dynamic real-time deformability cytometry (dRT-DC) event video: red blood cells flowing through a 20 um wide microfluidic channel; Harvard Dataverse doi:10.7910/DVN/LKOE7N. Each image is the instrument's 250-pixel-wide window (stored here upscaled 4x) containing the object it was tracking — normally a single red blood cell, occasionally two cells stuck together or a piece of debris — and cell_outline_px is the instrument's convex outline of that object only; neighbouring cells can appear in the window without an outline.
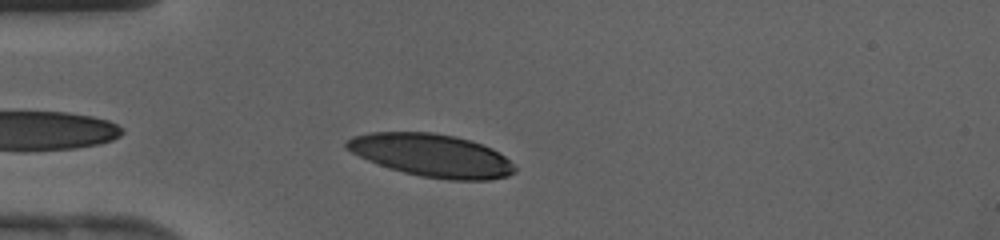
{"species": "human", "species_latin": "Homo sapiens", "temperature_condition": "cold", "stored_images_in_passage": 31, "camera_frame_rate_fps": 3000, "um_per_image_px": 0.085, "donor": {"sex": "female"}, "frame": {"image": 1, "passage_image": 3, "time_ms": 0.667, "image_size_px": [1000, 240], "cell_outline_px": [[516, 172], [508, 176], [492, 180], [448, 180], [420, 176], [404, 172], [368, 160], [344, 148], [344, 140], [352, 136], [372, 132], [432, 132], [456, 136], [492, 148], [504, 156], [516, 168]], "centroid_in_image_um": [36.69, 13.2], "position_along_channel_um": 48.3, "area_um2": 41.91}}
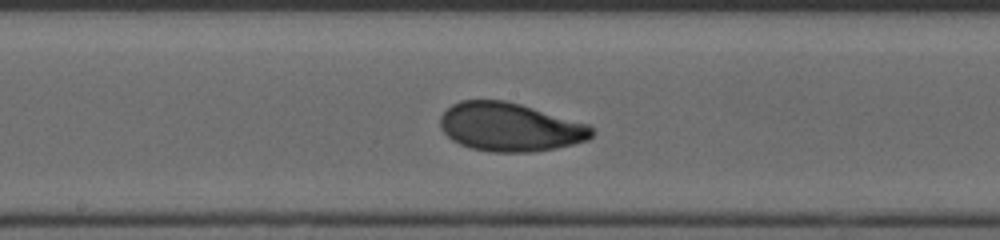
{"frame": {"image": 2, "passage_image": 14, "time_ms": 4.333, "image_size_px": [1000, 240], "cell_outline_px": [[596, 132], [588, 140], [556, 148], [528, 152], [492, 152], [472, 148], [460, 144], [452, 140], [440, 128], [440, 116], [452, 104], [460, 100], [504, 100], [520, 104], [588, 124]], "centroid_in_image_um": [43.34, 10.8], "position_along_channel_um": 204.9, "area_um2": 42.77}}
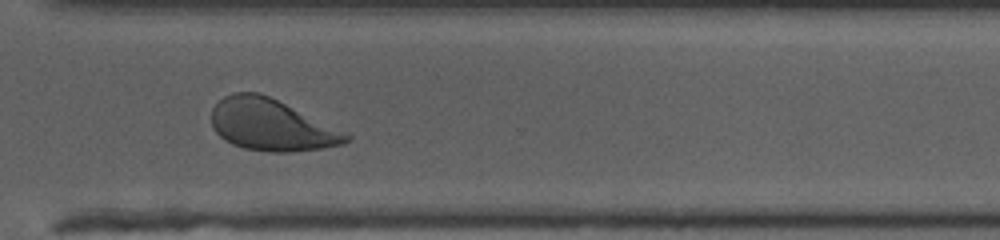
{"frame": {"image": 3, "passage_image": 23, "time_ms": 7.333, "image_size_px": [1000, 240], "cell_outline_px": [[352, 140], [344, 144], [320, 148], [292, 152], [268, 152], [244, 148], [232, 144], [220, 136], [212, 128], [212, 108], [224, 96], [232, 92], [260, 92], [348, 132], [352, 136]], "centroid_in_image_um": [23.09, 10.62], "position_along_channel_um": 347.5, "area_um2": 40.69}}